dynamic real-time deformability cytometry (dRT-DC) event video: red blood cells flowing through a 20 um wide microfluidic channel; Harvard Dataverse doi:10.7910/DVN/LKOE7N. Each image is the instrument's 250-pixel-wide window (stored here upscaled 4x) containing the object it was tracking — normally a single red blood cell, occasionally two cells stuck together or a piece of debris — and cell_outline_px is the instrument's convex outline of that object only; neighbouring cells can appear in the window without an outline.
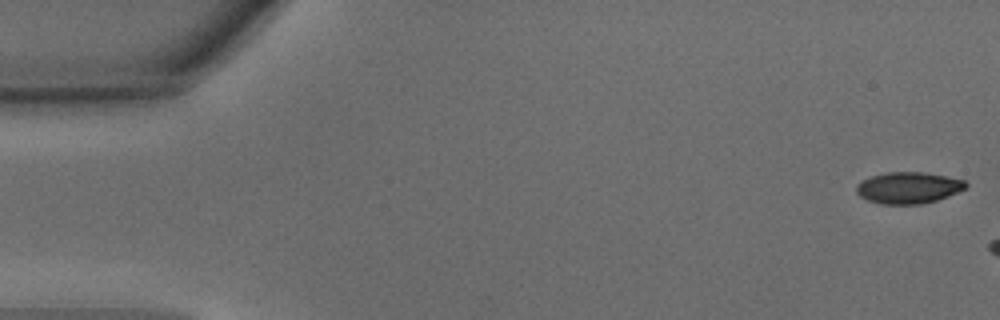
{"species": "common noctule bat (a hibernating species)", "species_latin": "Nyctalus noctula", "temperature_condition": "warm", "stored_images_in_passage": 5, "camera_frame_rate_fps": 3000, "um_per_image_px": 0.085, "animal": {"sex": "male", "body_mass_g": 15.6}, "frame": {"image": 1, "passage_image": 1, "time_ms": 0.0, "image_size_px": [1000, 320], "cell_outline_px": [[968, 184], [964, 188], [948, 196], [936, 200], [920, 204], [880, 204], [868, 200], [860, 196], [856, 192], [856, 184], [872, 176], [888, 172], [924, 172], [964, 180]], "centroid_in_image_um": [77.19, 15.96], "position_along_channel_um": 7.8, "area_um2": 19.83}}